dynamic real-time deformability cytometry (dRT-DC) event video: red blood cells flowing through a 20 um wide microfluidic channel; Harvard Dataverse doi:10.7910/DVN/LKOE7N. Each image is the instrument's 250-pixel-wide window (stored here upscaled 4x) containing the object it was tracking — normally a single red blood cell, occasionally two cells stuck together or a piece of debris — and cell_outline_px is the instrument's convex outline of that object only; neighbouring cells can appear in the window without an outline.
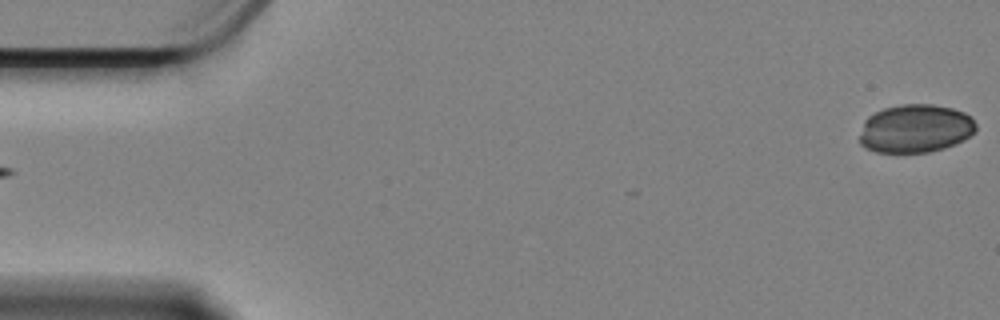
{"species": "Egyptian fruit bat (a non-hibernating species)", "species_latin": "Rousettus aegyptiacus", "temperature_condition": "cold", "stored_images_in_passage": 18, "camera_frame_rate_fps": 3000, "um_per_image_px": 0.085, "animal": {"sex": "female"}, "frame": {"image": 1, "passage_image": 1, "time_ms": 0.0, "image_size_px": [1000, 320], "cell_outline_px": [[976, 132], [964, 140], [944, 148], [928, 152], [876, 152], [864, 148], [860, 144], [860, 136], [864, 120], [868, 116], [884, 108], [904, 104], [932, 104], [952, 108], [964, 112], [972, 116], [976, 124]], "centroid_in_image_um": [77.83, 10.93], "position_along_channel_um": 7.2, "area_um2": 32.95}}
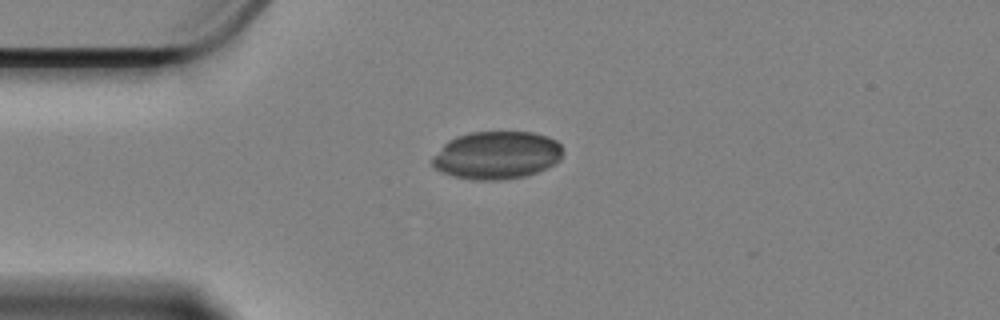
{"frame": {"image": 2, "passage_image": 14, "time_ms": 4.333, "image_size_px": [1000, 320], "cell_outline_px": [[564, 152], [560, 160], [548, 168], [524, 176], [496, 180], [472, 180], [452, 176], [440, 172], [432, 164], [432, 156], [448, 140], [456, 136], [468, 132], [532, 132], [548, 136], [556, 140], [560, 144]], "centroid_in_image_um": [42.22, 13.19], "position_along_channel_um": 42.8, "area_um2": 36.7}}